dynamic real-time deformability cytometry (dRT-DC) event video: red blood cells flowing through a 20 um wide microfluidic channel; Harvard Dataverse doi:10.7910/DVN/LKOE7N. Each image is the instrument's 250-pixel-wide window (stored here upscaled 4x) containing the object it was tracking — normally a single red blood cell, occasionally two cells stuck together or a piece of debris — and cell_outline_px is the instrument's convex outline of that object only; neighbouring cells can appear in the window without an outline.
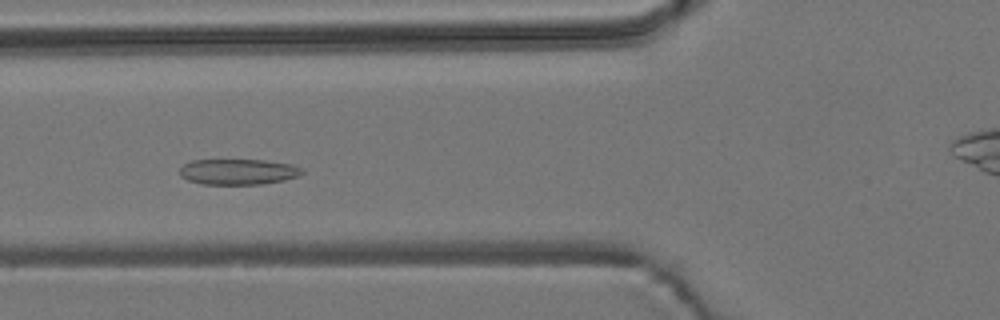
{"species": "common noctule bat (a hibernating species)", "species_latin": "Nyctalus noctula", "temperature_condition": "room temperature", "stored_images_in_passage": 41, "camera_frame_rate_fps": 3000, "um_per_image_px": 0.085, "animal": {"sex": "male", "body_mass_g": 19.2, "forearm_length_mm": 51.8}, "frame": {"image": 1, "passage_image": 8, "time_ms": 2.333, "image_size_px": [1000, 320], "cell_outline_px": [[304, 172], [296, 176], [284, 180], [260, 184], [204, 184], [188, 180], [180, 176], [180, 168], [184, 164], [192, 160], [264, 160], [292, 164], [304, 168]], "centroid_in_image_um": [20.25, 14.59], "position_along_channel_um": 105.5, "area_um2": 18.26}}
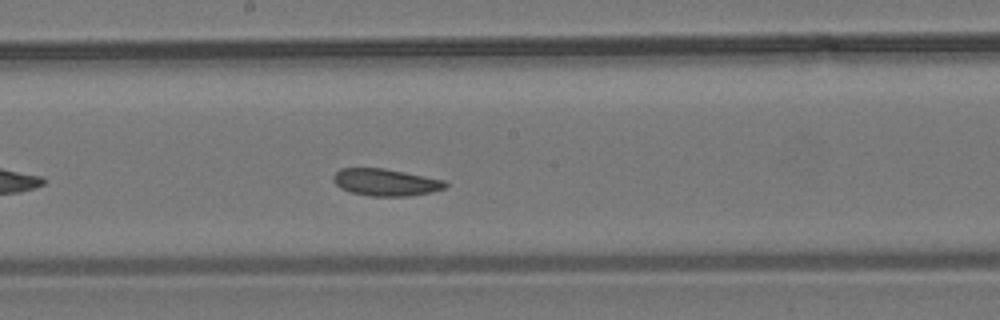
{"frame": {"image": 2, "passage_image": 17, "time_ms": 5.333, "image_size_px": [1000, 320], "cell_outline_px": [[448, 184], [444, 188], [432, 192], [408, 196], [368, 196], [352, 192], [340, 188], [332, 180], [332, 176], [340, 168], [384, 168], [444, 180]], "centroid_in_image_um": [32.75, 15.49], "position_along_channel_um": 215.5, "area_um2": 17.63}}
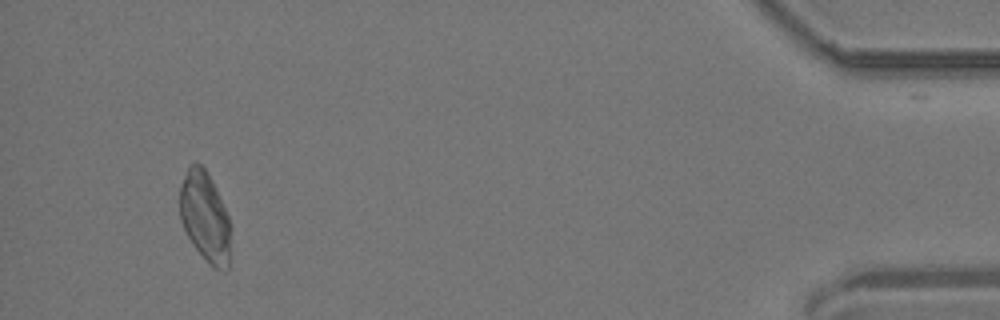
{"frame": {"image": 3, "passage_image": 41, "time_ms": 13.333, "image_size_px": [1000, 320], "cell_outline_px": [[232, 228], [228, 272], [224, 272], [212, 268], [192, 244], [180, 220], [180, 184], [188, 164], [196, 160], [204, 168], [228, 216]], "centroid_in_image_um": [17.43, 18.49], "position_along_channel_um": 417.8, "area_um2": 26.99}, "authors_computed_cell_mechanics": {"area_um2": 18.2648, "velocity_mm_per_s": 3.6466, "shape_relaxation_time_tau1_ms": 3.9048, "shape_relaxation_time_tau2_ms": null, "deformation_change_tau1": 0.067, "deformation_change_tau2": null}}